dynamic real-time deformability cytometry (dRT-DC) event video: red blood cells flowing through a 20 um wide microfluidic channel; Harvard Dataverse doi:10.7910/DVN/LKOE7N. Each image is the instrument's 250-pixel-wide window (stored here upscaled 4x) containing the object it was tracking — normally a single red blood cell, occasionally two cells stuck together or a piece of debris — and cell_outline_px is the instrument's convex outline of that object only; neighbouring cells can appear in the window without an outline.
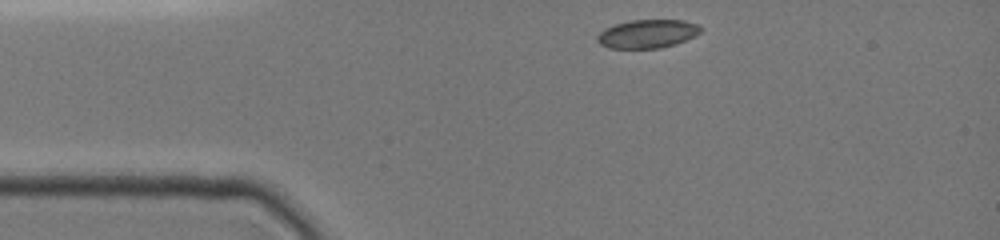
{"species": "common noctule bat (a hibernating species)", "species_latin": "Nyctalus noctula", "temperature_condition": "cold", "stored_images_in_passage": 33, "camera_frame_rate_fps": 3000, "um_per_image_px": 0.085, "animal": {"sex": "female", "body_mass_g": 19.0, "forearm_length_mm": 51.5}, "frame": {"image": 1, "passage_image": 1, "time_ms": 0.0, "image_size_px": [1000, 240], "cell_outline_px": [[704, 28], [700, 32], [676, 44], [660, 48], [608, 48], [600, 44], [596, 40], [596, 36], [604, 28], [616, 24], [632, 20], [684, 20], [696, 24]], "centroid_in_image_um": [55.0, 2.87], "position_along_channel_um": 30.0, "area_um2": 17.11}}
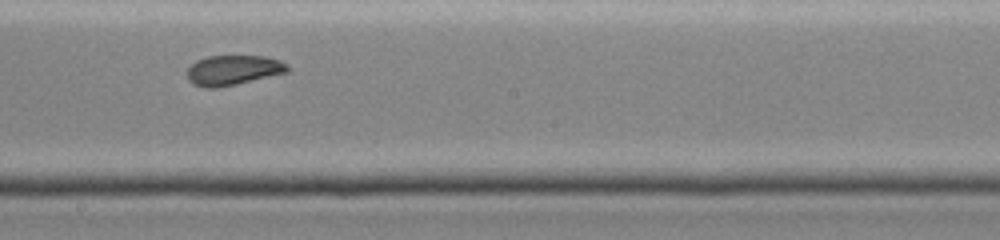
{"frame": {"image": 2, "passage_image": 19, "time_ms": 6.0, "image_size_px": [1000, 240], "cell_outline_px": [[288, 72], [236, 84], [216, 88], [204, 88], [188, 80], [188, 68], [196, 60], [208, 56], [268, 56], [280, 60], [288, 64]], "centroid_in_image_um": [19.84, 5.95], "position_along_channel_um": 228.4, "area_um2": 17.46}}
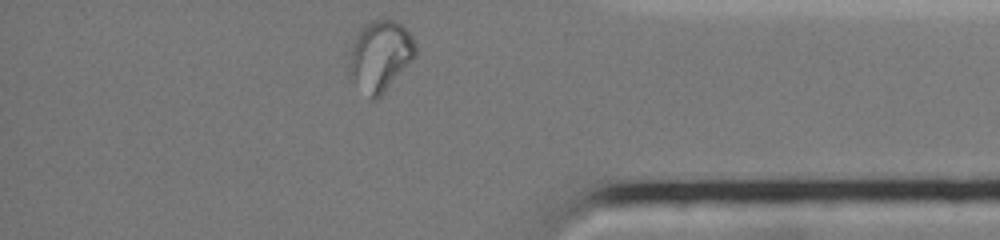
{"frame": {"image": 3, "passage_image": 33, "time_ms": 10.667, "image_size_px": [1000, 240], "cell_outline_px": [[416, 56], [384, 92], [376, 100], [372, 100], [348, 72], [352, 48], [356, 36], [364, 24], [372, 20], [396, 20], [412, 36], [416, 44]], "centroid_in_image_um": [32.35, 4.72], "position_along_channel_um": 402.9, "area_um2": 26.65}, "authors_computed_cell_mechanics": {"area_um2": 18.1492, "velocity_mm_per_s": 3.9387, "shape_relaxation_time_tau1_ms": null, "shape_relaxation_time_tau2_ms": 1.0176, "deformation_change_tau1": null, "deformation_change_tau2": 0.0481}}